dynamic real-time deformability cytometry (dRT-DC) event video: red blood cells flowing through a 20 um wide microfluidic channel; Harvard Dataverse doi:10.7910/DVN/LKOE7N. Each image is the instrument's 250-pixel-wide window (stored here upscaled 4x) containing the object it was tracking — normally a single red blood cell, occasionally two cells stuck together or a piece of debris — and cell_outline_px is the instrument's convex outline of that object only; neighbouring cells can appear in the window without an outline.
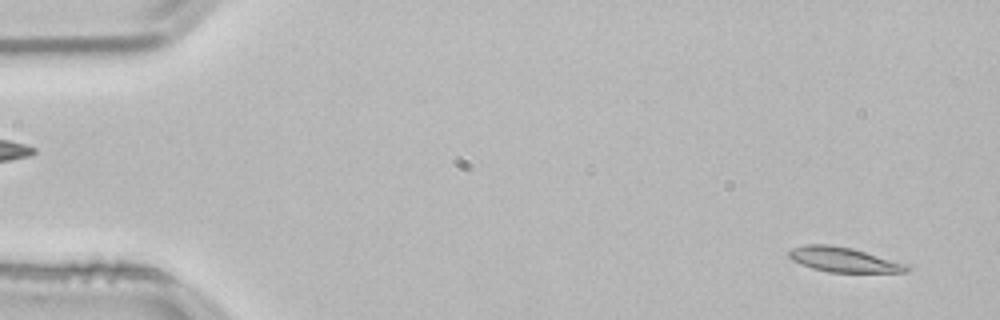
{"species": "common noctule bat (a hibernating species)", "species_latin": "Nyctalus noctula", "temperature_condition": "room temperature", "stored_images_in_passage": 53, "camera_frame_rate_fps": 3000, "um_per_image_px": 0.085, "animal": {"sex": "male", "body_mass_g": 21.5, "forearm_length_mm": 52.0}, "frame": {"image": 1, "passage_image": 3, "time_ms": 0.667, "image_size_px": [1000, 320], "cell_outline_px": [[908, 272], [828, 272], [812, 268], [800, 264], [792, 260], [788, 256], [788, 252], [792, 248], [804, 244], [828, 244], [852, 248], [908, 264]], "centroid_in_image_um": [71.67, 22.06], "position_along_channel_um": 13.3, "area_um2": 16.99}}
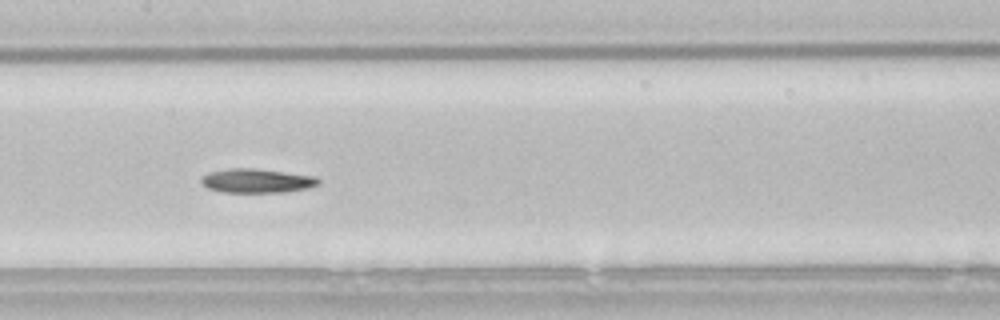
{"frame": {"image": 2, "passage_image": 26, "time_ms": 8.333, "image_size_px": [1000, 320], "cell_outline_px": [[320, 184], [308, 188], [284, 192], [220, 192], [208, 188], [200, 180], [200, 176], [208, 172], [228, 168], [256, 168], [316, 176], [320, 180]], "centroid_in_image_um": [21.82, 15.35], "position_along_channel_um": 185.6, "area_um2": 16.65}}
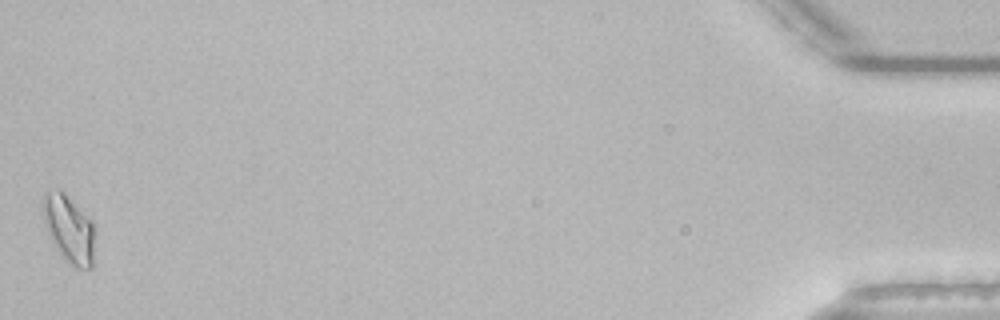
{"frame": {"image": 3, "passage_image": 53, "time_ms": 17.333, "image_size_px": [1000, 320], "cell_outline_px": [[96, 236], [92, 268], [76, 268], [64, 260], [52, 244], [44, 220], [40, 204], [44, 196], [48, 192], [60, 188], [96, 224]], "centroid_in_image_um": [5.89, 19.47], "position_along_channel_um": 429.3, "area_um2": 21.1}, "authors_computed_cell_mechanics": {"area_um2": 16.7042, "velocity_mm_per_s": 3.7919, "shape_relaxation_time_tau1_ms": null, "shape_relaxation_time_tau2_ms": 5.4675, "deformation_change_tau1": null, "deformation_change_tau2": 0.1288}}